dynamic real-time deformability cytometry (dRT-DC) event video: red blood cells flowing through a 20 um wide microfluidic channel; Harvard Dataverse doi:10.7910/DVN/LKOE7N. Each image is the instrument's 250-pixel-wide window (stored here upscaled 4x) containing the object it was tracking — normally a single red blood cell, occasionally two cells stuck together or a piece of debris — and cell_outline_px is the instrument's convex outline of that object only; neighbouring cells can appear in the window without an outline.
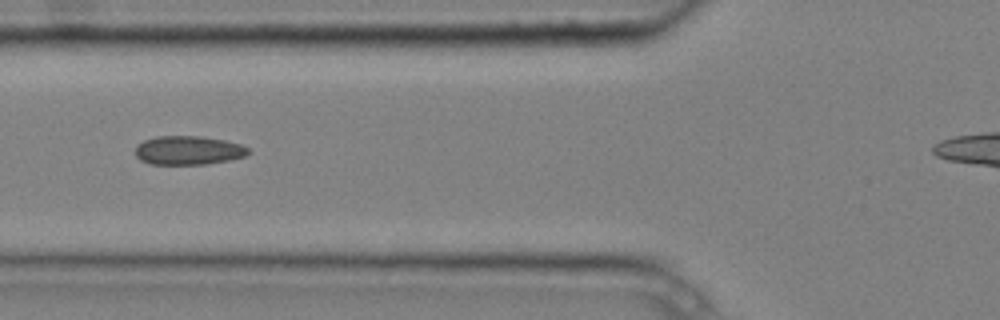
{"species": "common noctule bat (a hibernating species)", "species_latin": "Nyctalus noctula", "temperature_condition": "cold", "stored_images_in_passage": 7, "camera_frame_rate_fps": 3000, "um_per_image_px": 0.085, "animal": {"sex": "male", "body_mass_g": 20.4}, "frame": {"image": 1, "passage_image": 5, "time_ms": 1.333, "image_size_px": [1000, 320], "cell_outline_px": [[252, 152], [244, 156], [228, 160], [208, 164], [148, 164], [140, 160], [136, 156], [136, 144], [144, 140], [156, 136], [200, 136], [224, 140], [240, 144], [248, 148]], "centroid_in_image_um": [15.99, 12.78], "position_along_channel_um": 109.8, "area_um2": 19.07}}
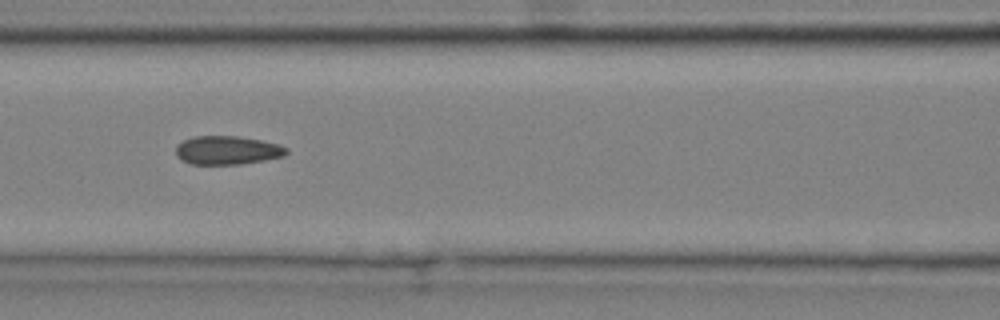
{"frame": {"image": 2, "passage_image": 6, "time_ms": 1.667, "image_size_px": [1000, 320], "cell_outline_px": [[288, 152], [284, 156], [264, 160], [240, 164], [192, 164], [176, 156], [176, 144], [192, 136], [240, 136], [280, 144], [288, 148]], "centroid_in_image_um": [19.33, 12.76], "position_along_channel_um": 147.3, "area_um2": 18.5}}
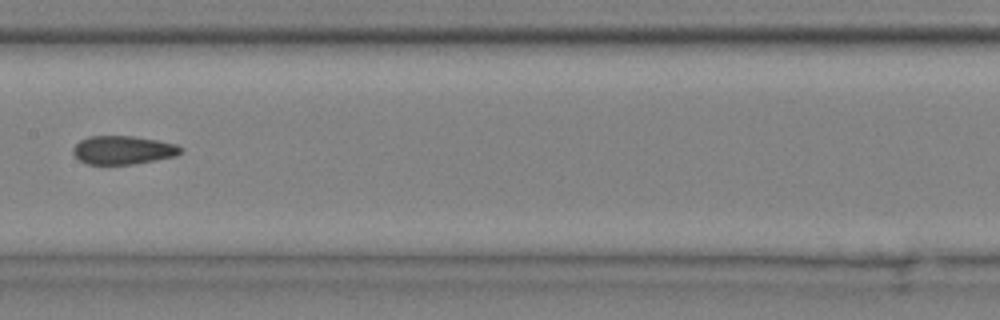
{"frame": {"image": 3, "passage_image": 7, "time_ms": 2.0, "image_size_px": [1000, 320], "cell_outline_px": [[184, 148], [176, 156], [132, 164], [88, 164], [80, 160], [72, 152], [72, 148], [80, 140], [88, 136], [132, 136], [156, 140], [176, 144]], "centroid_in_image_um": [10.45, 12.75], "position_along_channel_um": 197.0, "area_um2": 17.74}}